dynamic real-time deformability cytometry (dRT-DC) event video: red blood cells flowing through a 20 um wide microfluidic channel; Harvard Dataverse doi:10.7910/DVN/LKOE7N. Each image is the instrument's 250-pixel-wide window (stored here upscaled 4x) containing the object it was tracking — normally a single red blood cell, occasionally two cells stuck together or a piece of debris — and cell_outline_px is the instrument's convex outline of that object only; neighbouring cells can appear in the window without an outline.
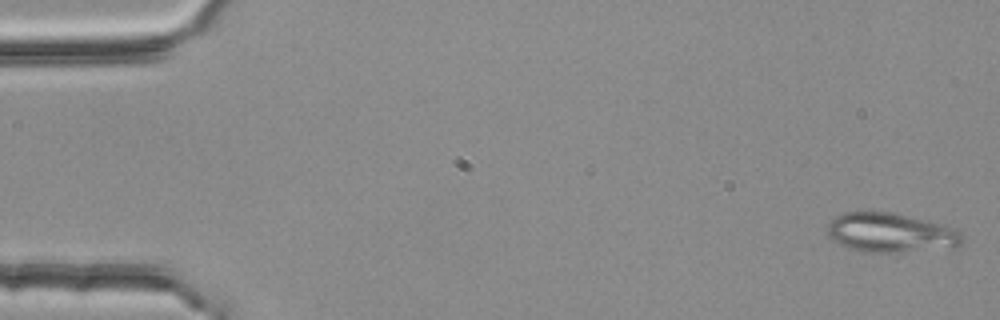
{"species": "common noctule bat (a hibernating species)", "species_latin": "Nyctalus noctula", "temperature_condition": "room temperature", "stored_images_in_passage": 4, "camera_frame_rate_fps": 3000, "um_per_image_px": 0.085, "animal": {"sex": "female", "body_mass_g": 25.1}, "frame": {"image": 1, "passage_image": 1, "time_ms": 0.0, "image_size_px": [1000, 320], "cell_outline_px": [[964, 244], [952, 248], [904, 252], [864, 252], [840, 244], [832, 240], [828, 236], [828, 224], [836, 216], [844, 212], [892, 212], [944, 224], [960, 232], [964, 236]], "centroid_in_image_um": [75.76, 19.79], "position_along_channel_um": 9.2, "area_um2": 31.1}}